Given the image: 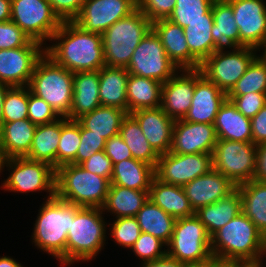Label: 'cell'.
<instances>
[{"instance_id": "obj_29", "label": "cell", "mask_w": 266, "mask_h": 267, "mask_svg": "<svg viewBox=\"0 0 266 267\" xmlns=\"http://www.w3.org/2000/svg\"><path fill=\"white\" fill-rule=\"evenodd\" d=\"M36 125L29 119L2 123L0 144L6 159L26 157L30 151Z\"/></svg>"}, {"instance_id": "obj_54", "label": "cell", "mask_w": 266, "mask_h": 267, "mask_svg": "<svg viewBox=\"0 0 266 267\" xmlns=\"http://www.w3.org/2000/svg\"><path fill=\"white\" fill-rule=\"evenodd\" d=\"M252 143L266 142V105L251 119Z\"/></svg>"}, {"instance_id": "obj_51", "label": "cell", "mask_w": 266, "mask_h": 267, "mask_svg": "<svg viewBox=\"0 0 266 267\" xmlns=\"http://www.w3.org/2000/svg\"><path fill=\"white\" fill-rule=\"evenodd\" d=\"M86 171L100 175L111 180L113 164L111 159L105 154L104 150L94 153L87 160L80 164Z\"/></svg>"}, {"instance_id": "obj_18", "label": "cell", "mask_w": 266, "mask_h": 267, "mask_svg": "<svg viewBox=\"0 0 266 267\" xmlns=\"http://www.w3.org/2000/svg\"><path fill=\"white\" fill-rule=\"evenodd\" d=\"M214 124L176 120L169 152L175 154L212 153L217 143Z\"/></svg>"}, {"instance_id": "obj_15", "label": "cell", "mask_w": 266, "mask_h": 267, "mask_svg": "<svg viewBox=\"0 0 266 267\" xmlns=\"http://www.w3.org/2000/svg\"><path fill=\"white\" fill-rule=\"evenodd\" d=\"M32 40L27 46L0 50V82L10 87L28 86L45 46Z\"/></svg>"}, {"instance_id": "obj_45", "label": "cell", "mask_w": 266, "mask_h": 267, "mask_svg": "<svg viewBox=\"0 0 266 267\" xmlns=\"http://www.w3.org/2000/svg\"><path fill=\"white\" fill-rule=\"evenodd\" d=\"M111 227L110 234L116 244L123 248H130L134 245L141 234V229L136 217L116 218Z\"/></svg>"}, {"instance_id": "obj_42", "label": "cell", "mask_w": 266, "mask_h": 267, "mask_svg": "<svg viewBox=\"0 0 266 267\" xmlns=\"http://www.w3.org/2000/svg\"><path fill=\"white\" fill-rule=\"evenodd\" d=\"M81 141L80 124L76 120L61 117V135L57 148V168L70 164L77 155Z\"/></svg>"}, {"instance_id": "obj_21", "label": "cell", "mask_w": 266, "mask_h": 267, "mask_svg": "<svg viewBox=\"0 0 266 267\" xmlns=\"http://www.w3.org/2000/svg\"><path fill=\"white\" fill-rule=\"evenodd\" d=\"M194 212L206 205L228 197L237 186L222 173L211 169L183 186Z\"/></svg>"}, {"instance_id": "obj_16", "label": "cell", "mask_w": 266, "mask_h": 267, "mask_svg": "<svg viewBox=\"0 0 266 267\" xmlns=\"http://www.w3.org/2000/svg\"><path fill=\"white\" fill-rule=\"evenodd\" d=\"M137 9V0H86L73 20L84 31L102 34Z\"/></svg>"}, {"instance_id": "obj_53", "label": "cell", "mask_w": 266, "mask_h": 267, "mask_svg": "<svg viewBox=\"0 0 266 267\" xmlns=\"http://www.w3.org/2000/svg\"><path fill=\"white\" fill-rule=\"evenodd\" d=\"M104 152L111 159L112 164L133 158L130 149L119 134L106 140Z\"/></svg>"}, {"instance_id": "obj_58", "label": "cell", "mask_w": 266, "mask_h": 267, "mask_svg": "<svg viewBox=\"0 0 266 267\" xmlns=\"http://www.w3.org/2000/svg\"><path fill=\"white\" fill-rule=\"evenodd\" d=\"M0 267H23L20 262L9 256L0 257Z\"/></svg>"}, {"instance_id": "obj_2", "label": "cell", "mask_w": 266, "mask_h": 267, "mask_svg": "<svg viewBox=\"0 0 266 267\" xmlns=\"http://www.w3.org/2000/svg\"><path fill=\"white\" fill-rule=\"evenodd\" d=\"M265 249L266 237L243 212L211 236V252L217 263H262Z\"/></svg>"}, {"instance_id": "obj_37", "label": "cell", "mask_w": 266, "mask_h": 267, "mask_svg": "<svg viewBox=\"0 0 266 267\" xmlns=\"http://www.w3.org/2000/svg\"><path fill=\"white\" fill-rule=\"evenodd\" d=\"M127 114L123 109L101 105L76 121L84 129L108 140L119 134L122 120Z\"/></svg>"}, {"instance_id": "obj_22", "label": "cell", "mask_w": 266, "mask_h": 267, "mask_svg": "<svg viewBox=\"0 0 266 267\" xmlns=\"http://www.w3.org/2000/svg\"><path fill=\"white\" fill-rule=\"evenodd\" d=\"M130 114L137 120L149 144L159 155L170 151L175 121L161 107L140 109Z\"/></svg>"}, {"instance_id": "obj_5", "label": "cell", "mask_w": 266, "mask_h": 267, "mask_svg": "<svg viewBox=\"0 0 266 267\" xmlns=\"http://www.w3.org/2000/svg\"><path fill=\"white\" fill-rule=\"evenodd\" d=\"M103 213L97 207H80L76 211L67 234L66 265L91 261L104 248L108 224Z\"/></svg>"}, {"instance_id": "obj_47", "label": "cell", "mask_w": 266, "mask_h": 267, "mask_svg": "<svg viewBox=\"0 0 266 267\" xmlns=\"http://www.w3.org/2000/svg\"><path fill=\"white\" fill-rule=\"evenodd\" d=\"M60 117L55 113L51 106L42 98L34 95L29 90L28 119L35 124L43 125L56 121Z\"/></svg>"}, {"instance_id": "obj_4", "label": "cell", "mask_w": 266, "mask_h": 267, "mask_svg": "<svg viewBox=\"0 0 266 267\" xmlns=\"http://www.w3.org/2000/svg\"><path fill=\"white\" fill-rule=\"evenodd\" d=\"M110 181L86 171L81 165L65 164L56 169L55 196L80 207L102 208Z\"/></svg>"}, {"instance_id": "obj_7", "label": "cell", "mask_w": 266, "mask_h": 267, "mask_svg": "<svg viewBox=\"0 0 266 267\" xmlns=\"http://www.w3.org/2000/svg\"><path fill=\"white\" fill-rule=\"evenodd\" d=\"M152 29V22L137 8L102 33L105 65L127 68L140 41Z\"/></svg>"}, {"instance_id": "obj_30", "label": "cell", "mask_w": 266, "mask_h": 267, "mask_svg": "<svg viewBox=\"0 0 266 267\" xmlns=\"http://www.w3.org/2000/svg\"><path fill=\"white\" fill-rule=\"evenodd\" d=\"M155 168L145 162L129 158L113 164L110 185L129 189L149 191Z\"/></svg>"}, {"instance_id": "obj_12", "label": "cell", "mask_w": 266, "mask_h": 267, "mask_svg": "<svg viewBox=\"0 0 266 267\" xmlns=\"http://www.w3.org/2000/svg\"><path fill=\"white\" fill-rule=\"evenodd\" d=\"M11 21L31 40L44 45L62 23L47 0H11Z\"/></svg>"}, {"instance_id": "obj_6", "label": "cell", "mask_w": 266, "mask_h": 267, "mask_svg": "<svg viewBox=\"0 0 266 267\" xmlns=\"http://www.w3.org/2000/svg\"><path fill=\"white\" fill-rule=\"evenodd\" d=\"M74 73L57 64L46 53L38 60L28 88L48 103L59 117L70 114Z\"/></svg>"}, {"instance_id": "obj_56", "label": "cell", "mask_w": 266, "mask_h": 267, "mask_svg": "<svg viewBox=\"0 0 266 267\" xmlns=\"http://www.w3.org/2000/svg\"><path fill=\"white\" fill-rule=\"evenodd\" d=\"M141 264L142 265L140 267H184L185 265L175 259L170 258L169 256Z\"/></svg>"}, {"instance_id": "obj_28", "label": "cell", "mask_w": 266, "mask_h": 267, "mask_svg": "<svg viewBox=\"0 0 266 267\" xmlns=\"http://www.w3.org/2000/svg\"><path fill=\"white\" fill-rule=\"evenodd\" d=\"M214 128L218 139L252 142L251 119L239 112L228 99L219 108Z\"/></svg>"}, {"instance_id": "obj_33", "label": "cell", "mask_w": 266, "mask_h": 267, "mask_svg": "<svg viewBox=\"0 0 266 267\" xmlns=\"http://www.w3.org/2000/svg\"><path fill=\"white\" fill-rule=\"evenodd\" d=\"M148 199L149 191L110 185L102 211L116 215L115 218L135 217Z\"/></svg>"}, {"instance_id": "obj_1", "label": "cell", "mask_w": 266, "mask_h": 267, "mask_svg": "<svg viewBox=\"0 0 266 267\" xmlns=\"http://www.w3.org/2000/svg\"><path fill=\"white\" fill-rule=\"evenodd\" d=\"M45 53L72 73L99 71L105 66L102 34L84 31L73 21H64L53 34Z\"/></svg>"}, {"instance_id": "obj_43", "label": "cell", "mask_w": 266, "mask_h": 267, "mask_svg": "<svg viewBox=\"0 0 266 267\" xmlns=\"http://www.w3.org/2000/svg\"><path fill=\"white\" fill-rule=\"evenodd\" d=\"M28 86L9 87L3 102V123L28 119Z\"/></svg>"}, {"instance_id": "obj_13", "label": "cell", "mask_w": 266, "mask_h": 267, "mask_svg": "<svg viewBox=\"0 0 266 267\" xmlns=\"http://www.w3.org/2000/svg\"><path fill=\"white\" fill-rule=\"evenodd\" d=\"M129 74L165 83L179 69L169 59L159 37L151 29L134 50L128 67Z\"/></svg>"}, {"instance_id": "obj_36", "label": "cell", "mask_w": 266, "mask_h": 267, "mask_svg": "<svg viewBox=\"0 0 266 267\" xmlns=\"http://www.w3.org/2000/svg\"><path fill=\"white\" fill-rule=\"evenodd\" d=\"M242 199V212L266 237V182L251 180L237 186Z\"/></svg>"}, {"instance_id": "obj_61", "label": "cell", "mask_w": 266, "mask_h": 267, "mask_svg": "<svg viewBox=\"0 0 266 267\" xmlns=\"http://www.w3.org/2000/svg\"><path fill=\"white\" fill-rule=\"evenodd\" d=\"M5 156H4V153L2 151V146L0 144V173L5 169L4 168V163H5ZM3 169V170H2Z\"/></svg>"}, {"instance_id": "obj_57", "label": "cell", "mask_w": 266, "mask_h": 267, "mask_svg": "<svg viewBox=\"0 0 266 267\" xmlns=\"http://www.w3.org/2000/svg\"><path fill=\"white\" fill-rule=\"evenodd\" d=\"M11 21V0H0V22Z\"/></svg>"}, {"instance_id": "obj_9", "label": "cell", "mask_w": 266, "mask_h": 267, "mask_svg": "<svg viewBox=\"0 0 266 267\" xmlns=\"http://www.w3.org/2000/svg\"><path fill=\"white\" fill-rule=\"evenodd\" d=\"M9 176L1 188L10 192L29 193L46 191L47 199L55 197L56 169L42 161H34L26 157H14L5 160Z\"/></svg>"}, {"instance_id": "obj_40", "label": "cell", "mask_w": 266, "mask_h": 267, "mask_svg": "<svg viewBox=\"0 0 266 267\" xmlns=\"http://www.w3.org/2000/svg\"><path fill=\"white\" fill-rule=\"evenodd\" d=\"M213 2L214 0H176L175 8L168 19L182 28L196 20H213Z\"/></svg>"}, {"instance_id": "obj_26", "label": "cell", "mask_w": 266, "mask_h": 267, "mask_svg": "<svg viewBox=\"0 0 266 267\" xmlns=\"http://www.w3.org/2000/svg\"><path fill=\"white\" fill-rule=\"evenodd\" d=\"M149 199L176 219L195 215L183 186L164 183L154 177Z\"/></svg>"}, {"instance_id": "obj_24", "label": "cell", "mask_w": 266, "mask_h": 267, "mask_svg": "<svg viewBox=\"0 0 266 267\" xmlns=\"http://www.w3.org/2000/svg\"><path fill=\"white\" fill-rule=\"evenodd\" d=\"M152 30L175 66L179 70L190 69V50L183 28L169 19H161L152 23Z\"/></svg>"}, {"instance_id": "obj_60", "label": "cell", "mask_w": 266, "mask_h": 267, "mask_svg": "<svg viewBox=\"0 0 266 267\" xmlns=\"http://www.w3.org/2000/svg\"><path fill=\"white\" fill-rule=\"evenodd\" d=\"M217 262H208L203 264H189L184 265V267H213Z\"/></svg>"}, {"instance_id": "obj_55", "label": "cell", "mask_w": 266, "mask_h": 267, "mask_svg": "<svg viewBox=\"0 0 266 267\" xmlns=\"http://www.w3.org/2000/svg\"><path fill=\"white\" fill-rule=\"evenodd\" d=\"M254 180L266 182V142L257 146V162Z\"/></svg>"}, {"instance_id": "obj_20", "label": "cell", "mask_w": 266, "mask_h": 267, "mask_svg": "<svg viewBox=\"0 0 266 267\" xmlns=\"http://www.w3.org/2000/svg\"><path fill=\"white\" fill-rule=\"evenodd\" d=\"M227 94L208 81L199 69H195V91L184 121L214 124L220 106Z\"/></svg>"}, {"instance_id": "obj_49", "label": "cell", "mask_w": 266, "mask_h": 267, "mask_svg": "<svg viewBox=\"0 0 266 267\" xmlns=\"http://www.w3.org/2000/svg\"><path fill=\"white\" fill-rule=\"evenodd\" d=\"M31 41L14 22H0V50L27 46Z\"/></svg>"}, {"instance_id": "obj_39", "label": "cell", "mask_w": 266, "mask_h": 267, "mask_svg": "<svg viewBox=\"0 0 266 267\" xmlns=\"http://www.w3.org/2000/svg\"><path fill=\"white\" fill-rule=\"evenodd\" d=\"M119 135L127 144L134 159L156 167L160 155L149 144L140 125L131 114L128 113L123 118Z\"/></svg>"}, {"instance_id": "obj_52", "label": "cell", "mask_w": 266, "mask_h": 267, "mask_svg": "<svg viewBox=\"0 0 266 267\" xmlns=\"http://www.w3.org/2000/svg\"><path fill=\"white\" fill-rule=\"evenodd\" d=\"M53 12L64 21H73L80 13L86 0H47Z\"/></svg>"}, {"instance_id": "obj_17", "label": "cell", "mask_w": 266, "mask_h": 267, "mask_svg": "<svg viewBox=\"0 0 266 267\" xmlns=\"http://www.w3.org/2000/svg\"><path fill=\"white\" fill-rule=\"evenodd\" d=\"M233 9L239 47L260 50L266 40V3L263 0H226Z\"/></svg>"}, {"instance_id": "obj_25", "label": "cell", "mask_w": 266, "mask_h": 267, "mask_svg": "<svg viewBox=\"0 0 266 267\" xmlns=\"http://www.w3.org/2000/svg\"><path fill=\"white\" fill-rule=\"evenodd\" d=\"M126 68L105 65L99 70V98L102 106L116 107L128 113Z\"/></svg>"}, {"instance_id": "obj_3", "label": "cell", "mask_w": 266, "mask_h": 267, "mask_svg": "<svg viewBox=\"0 0 266 267\" xmlns=\"http://www.w3.org/2000/svg\"><path fill=\"white\" fill-rule=\"evenodd\" d=\"M80 206L65 202L56 196L46 199L38 210L32 234L34 246L54 256L66 266L67 234Z\"/></svg>"}, {"instance_id": "obj_8", "label": "cell", "mask_w": 266, "mask_h": 267, "mask_svg": "<svg viewBox=\"0 0 266 267\" xmlns=\"http://www.w3.org/2000/svg\"><path fill=\"white\" fill-rule=\"evenodd\" d=\"M167 256L185 265L215 262L211 252V236L196 215L178 218Z\"/></svg>"}, {"instance_id": "obj_50", "label": "cell", "mask_w": 266, "mask_h": 267, "mask_svg": "<svg viewBox=\"0 0 266 267\" xmlns=\"http://www.w3.org/2000/svg\"><path fill=\"white\" fill-rule=\"evenodd\" d=\"M176 0H137V8L153 23L168 19L175 8Z\"/></svg>"}, {"instance_id": "obj_64", "label": "cell", "mask_w": 266, "mask_h": 267, "mask_svg": "<svg viewBox=\"0 0 266 267\" xmlns=\"http://www.w3.org/2000/svg\"><path fill=\"white\" fill-rule=\"evenodd\" d=\"M213 267H230V264L216 263Z\"/></svg>"}, {"instance_id": "obj_23", "label": "cell", "mask_w": 266, "mask_h": 267, "mask_svg": "<svg viewBox=\"0 0 266 267\" xmlns=\"http://www.w3.org/2000/svg\"><path fill=\"white\" fill-rule=\"evenodd\" d=\"M99 106V71L75 72L72 105L67 119L77 120Z\"/></svg>"}, {"instance_id": "obj_19", "label": "cell", "mask_w": 266, "mask_h": 267, "mask_svg": "<svg viewBox=\"0 0 266 267\" xmlns=\"http://www.w3.org/2000/svg\"><path fill=\"white\" fill-rule=\"evenodd\" d=\"M194 91L195 69H181L163 83L160 107L172 120H182L189 111Z\"/></svg>"}, {"instance_id": "obj_10", "label": "cell", "mask_w": 266, "mask_h": 267, "mask_svg": "<svg viewBox=\"0 0 266 267\" xmlns=\"http://www.w3.org/2000/svg\"><path fill=\"white\" fill-rule=\"evenodd\" d=\"M212 161L213 169L238 186L254 180L257 146L252 142L218 139L212 154Z\"/></svg>"}, {"instance_id": "obj_14", "label": "cell", "mask_w": 266, "mask_h": 267, "mask_svg": "<svg viewBox=\"0 0 266 267\" xmlns=\"http://www.w3.org/2000/svg\"><path fill=\"white\" fill-rule=\"evenodd\" d=\"M213 168L212 153L160 155L155 177L168 184L184 186Z\"/></svg>"}, {"instance_id": "obj_62", "label": "cell", "mask_w": 266, "mask_h": 267, "mask_svg": "<svg viewBox=\"0 0 266 267\" xmlns=\"http://www.w3.org/2000/svg\"><path fill=\"white\" fill-rule=\"evenodd\" d=\"M262 49H263V51H262L263 53L261 52L260 56H261L263 59L266 60V40H265L263 46L260 48L259 51H261Z\"/></svg>"}, {"instance_id": "obj_48", "label": "cell", "mask_w": 266, "mask_h": 267, "mask_svg": "<svg viewBox=\"0 0 266 267\" xmlns=\"http://www.w3.org/2000/svg\"><path fill=\"white\" fill-rule=\"evenodd\" d=\"M227 99L249 119H252L266 105V93L227 95Z\"/></svg>"}, {"instance_id": "obj_41", "label": "cell", "mask_w": 266, "mask_h": 267, "mask_svg": "<svg viewBox=\"0 0 266 267\" xmlns=\"http://www.w3.org/2000/svg\"><path fill=\"white\" fill-rule=\"evenodd\" d=\"M248 93H266V60L260 55L252 61L245 74L227 95H245Z\"/></svg>"}, {"instance_id": "obj_38", "label": "cell", "mask_w": 266, "mask_h": 267, "mask_svg": "<svg viewBox=\"0 0 266 267\" xmlns=\"http://www.w3.org/2000/svg\"><path fill=\"white\" fill-rule=\"evenodd\" d=\"M141 232L151 234L168 244L171 240L176 218L167 214L150 199L135 216Z\"/></svg>"}, {"instance_id": "obj_59", "label": "cell", "mask_w": 266, "mask_h": 267, "mask_svg": "<svg viewBox=\"0 0 266 267\" xmlns=\"http://www.w3.org/2000/svg\"><path fill=\"white\" fill-rule=\"evenodd\" d=\"M9 85H6L4 83L0 82V129L2 127L3 123V102H4V97L6 94L7 89L9 88Z\"/></svg>"}, {"instance_id": "obj_63", "label": "cell", "mask_w": 266, "mask_h": 267, "mask_svg": "<svg viewBox=\"0 0 266 267\" xmlns=\"http://www.w3.org/2000/svg\"><path fill=\"white\" fill-rule=\"evenodd\" d=\"M230 267H256V264H241V265L230 264Z\"/></svg>"}, {"instance_id": "obj_31", "label": "cell", "mask_w": 266, "mask_h": 267, "mask_svg": "<svg viewBox=\"0 0 266 267\" xmlns=\"http://www.w3.org/2000/svg\"><path fill=\"white\" fill-rule=\"evenodd\" d=\"M242 212V199L236 189L228 197L201 207L195 211L196 217L204 224L207 232L212 236L221 227L227 224Z\"/></svg>"}, {"instance_id": "obj_65", "label": "cell", "mask_w": 266, "mask_h": 267, "mask_svg": "<svg viewBox=\"0 0 266 267\" xmlns=\"http://www.w3.org/2000/svg\"><path fill=\"white\" fill-rule=\"evenodd\" d=\"M263 263L264 262L256 264V267H264V266H266L265 263L264 264Z\"/></svg>"}, {"instance_id": "obj_44", "label": "cell", "mask_w": 266, "mask_h": 267, "mask_svg": "<svg viewBox=\"0 0 266 267\" xmlns=\"http://www.w3.org/2000/svg\"><path fill=\"white\" fill-rule=\"evenodd\" d=\"M164 246V249H162ZM167 244L161 239L141 232L139 238L131 247L132 252L141 259V263L155 261L167 256Z\"/></svg>"}, {"instance_id": "obj_34", "label": "cell", "mask_w": 266, "mask_h": 267, "mask_svg": "<svg viewBox=\"0 0 266 267\" xmlns=\"http://www.w3.org/2000/svg\"><path fill=\"white\" fill-rule=\"evenodd\" d=\"M214 20H196L183 28L190 50V69H199L200 64L215 52L211 35Z\"/></svg>"}, {"instance_id": "obj_35", "label": "cell", "mask_w": 266, "mask_h": 267, "mask_svg": "<svg viewBox=\"0 0 266 267\" xmlns=\"http://www.w3.org/2000/svg\"><path fill=\"white\" fill-rule=\"evenodd\" d=\"M61 135V117L54 122L38 125L27 159L42 161L57 169V148Z\"/></svg>"}, {"instance_id": "obj_46", "label": "cell", "mask_w": 266, "mask_h": 267, "mask_svg": "<svg viewBox=\"0 0 266 267\" xmlns=\"http://www.w3.org/2000/svg\"><path fill=\"white\" fill-rule=\"evenodd\" d=\"M81 141L77 150L76 158L71 162L72 164L80 165L87 160L94 153L104 150L106 139L102 136L93 134L92 131L84 129L80 125Z\"/></svg>"}, {"instance_id": "obj_32", "label": "cell", "mask_w": 266, "mask_h": 267, "mask_svg": "<svg viewBox=\"0 0 266 267\" xmlns=\"http://www.w3.org/2000/svg\"><path fill=\"white\" fill-rule=\"evenodd\" d=\"M163 83L129 74L127 80L128 113L161 106Z\"/></svg>"}, {"instance_id": "obj_27", "label": "cell", "mask_w": 266, "mask_h": 267, "mask_svg": "<svg viewBox=\"0 0 266 267\" xmlns=\"http://www.w3.org/2000/svg\"><path fill=\"white\" fill-rule=\"evenodd\" d=\"M212 14L214 24L211 35L215 44V52L224 51L226 48L231 51L237 50L239 48V31L232 6L226 0H214Z\"/></svg>"}, {"instance_id": "obj_11", "label": "cell", "mask_w": 266, "mask_h": 267, "mask_svg": "<svg viewBox=\"0 0 266 267\" xmlns=\"http://www.w3.org/2000/svg\"><path fill=\"white\" fill-rule=\"evenodd\" d=\"M257 50L239 47L234 51L214 52L200 64L199 70L208 81L227 94L258 56Z\"/></svg>"}]
</instances>
